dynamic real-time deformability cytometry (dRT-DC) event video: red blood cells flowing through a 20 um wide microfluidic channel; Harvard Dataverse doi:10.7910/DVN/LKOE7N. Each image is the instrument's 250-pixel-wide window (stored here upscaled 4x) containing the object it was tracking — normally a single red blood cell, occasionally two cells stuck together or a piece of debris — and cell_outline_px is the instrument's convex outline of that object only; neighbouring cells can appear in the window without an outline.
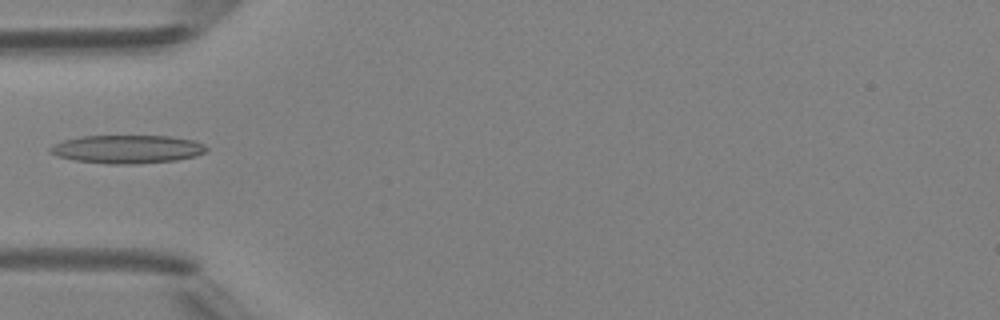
{"species": "Egyptian fruit bat (a non-hibernating species)", "species_latin": "Rousettus aegyptiacus", "temperature_condition": "room temperature", "stored_images_in_passage": 5, "camera_frame_rate_fps": 3000, "um_per_image_px": 0.085, "animal": {"sex": "female"}, "frame": {"image": 1, "passage_image": 5, "time_ms": 4.667, "image_size_px": [1000, 320], "cell_outline_px": [[208, 148], [204, 152], [196, 156], [176, 160], [132, 164], [108, 164], [76, 160], [60, 156], [48, 152], [48, 148], [52, 144], [64, 140], [84, 136], [168, 136], [192, 140], [204, 144]], "centroid_in_image_um": [10.8, 12.68], "position_along_channel_um": 74.2, "area_um2": 25.61}}